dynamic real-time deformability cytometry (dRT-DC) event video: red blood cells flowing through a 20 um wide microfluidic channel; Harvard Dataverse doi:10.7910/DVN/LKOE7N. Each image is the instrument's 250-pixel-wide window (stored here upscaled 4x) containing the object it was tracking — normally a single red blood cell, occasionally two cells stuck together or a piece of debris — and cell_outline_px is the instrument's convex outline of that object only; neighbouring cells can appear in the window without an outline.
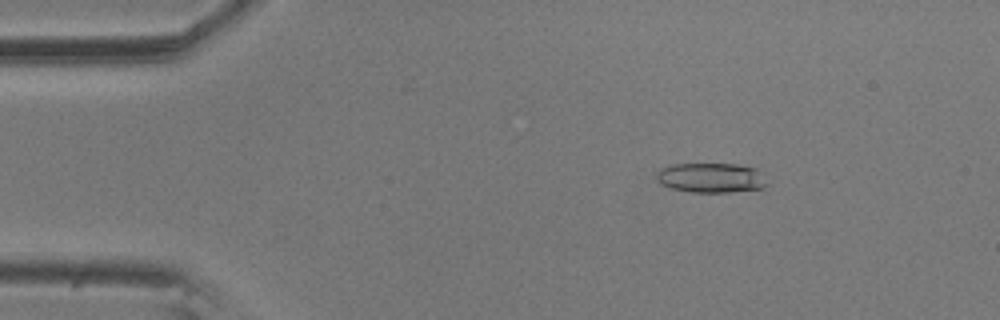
{"species": "common noctule bat (a hibernating species)", "species_latin": "Nyctalus noctula", "temperature_condition": "room temperature", "stored_images_in_passage": 56, "camera_frame_rate_fps": 3000, "um_per_image_px": 0.085, "animal": {"sex": "male", "body_mass_g": 20.5, "forearm_length_mm": 52.5}, "frame": {"image": 1, "passage_image": 8, "time_ms": 2.333, "image_size_px": [1000, 320], "cell_outline_px": [[768, 184], [764, 188], [732, 192], [692, 192], [672, 188], [660, 184], [656, 176], [656, 172], [660, 168], [672, 164], [736, 164], [756, 168], [760, 172]], "centroid_in_image_um": [60.43, 15.11], "position_along_channel_um": 24.6, "area_um2": 19.25}}
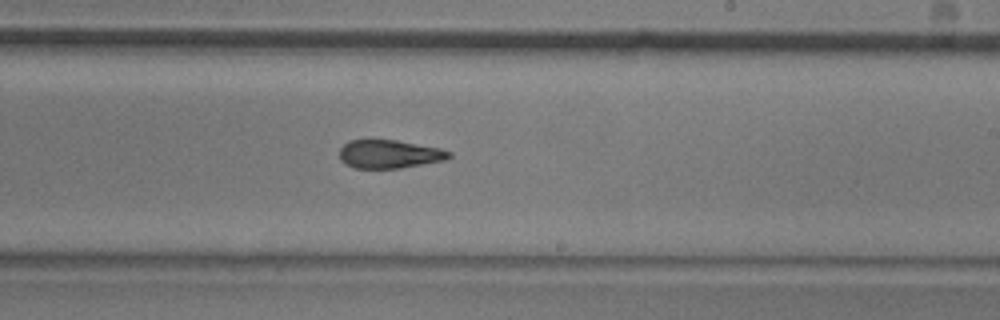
{"frame": {"image": 2, "passage_image": 33, "time_ms": 10.667, "image_size_px": [1000, 320], "cell_outline_px": [[452, 156], [444, 160], [400, 168], [356, 168], [344, 164], [340, 160], [340, 148], [348, 140], [396, 140], [440, 148], [452, 152]], "centroid_in_image_um": [33.08, 13.1], "position_along_channel_um": 255.9, "area_um2": 18.09}}
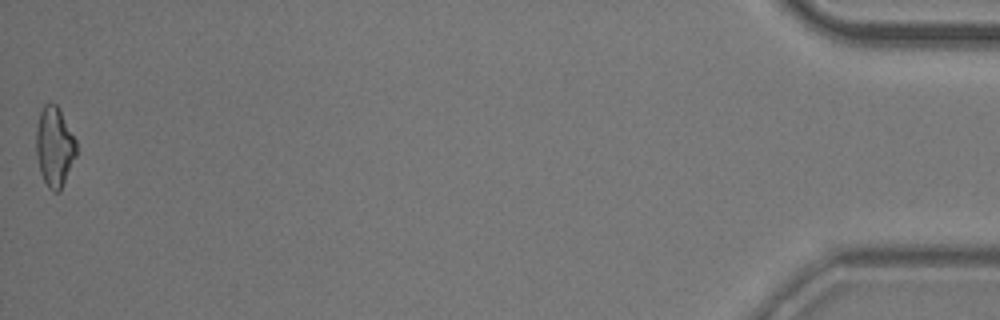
{"frame": {"image": 3, "passage_image": 56, "time_ms": 18.333, "image_size_px": [1000, 320], "cell_outline_px": [[76, 156], [60, 192], [52, 192], [48, 188], [40, 172], [36, 156], [36, 128], [40, 112], [44, 104], [56, 104], [76, 140]], "centroid_in_image_um": [4.62, 12.51], "position_along_channel_um": 430.6, "area_um2": 18.61}, "authors_computed_cell_mechanics": {"area_um2": 18.9584, "velocity_mm_per_s": 3.5563, "shape_relaxation_time_tau1_ms": 6.8693, "shape_relaxation_time_tau2_ms": 3.2627, "deformation_change_tau1": 0.1782, "deformation_change_tau2": 0.1288}}